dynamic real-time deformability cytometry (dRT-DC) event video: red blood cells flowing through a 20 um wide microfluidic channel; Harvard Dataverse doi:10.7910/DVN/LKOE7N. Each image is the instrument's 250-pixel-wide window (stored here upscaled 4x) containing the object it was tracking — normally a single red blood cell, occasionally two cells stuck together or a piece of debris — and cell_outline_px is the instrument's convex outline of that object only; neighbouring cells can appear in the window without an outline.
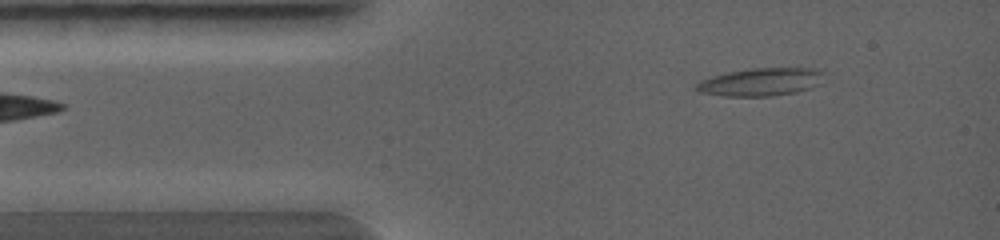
{"species": "common noctule bat (a hibernating species)", "species_latin": "Nyctalus noctula", "temperature_condition": "warm", "stored_images_in_passage": 6, "camera_frame_rate_fps": 5000, "um_per_image_px": 0.085, "animal": {"sex": "female", "body_mass_g": 19.0, "forearm_length_mm": 56.7}, "frame": {"image": 1, "passage_image": 3, "time_ms": 0.6, "image_size_px": [1000, 240], "cell_outline_px": [[820, 84], [812, 88], [796, 92], [772, 96], [724, 96], [700, 92], [692, 88], [700, 80], [712, 76], [728, 72], [752, 68], [816, 68], [820, 72]], "centroid_in_image_um": [64.61, 6.97], "position_along_channel_um": 20.4, "area_um2": 20.69}}
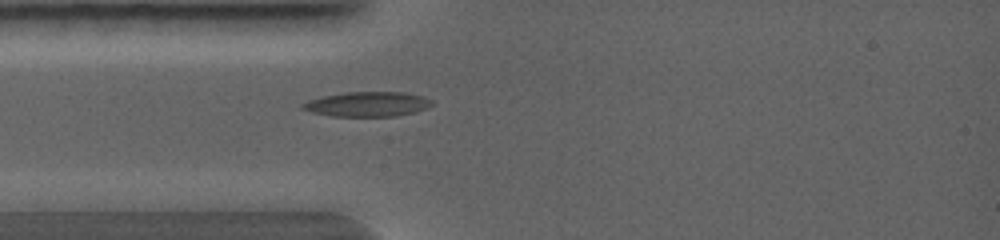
{"frame": {"image": 2, "passage_image": 6, "time_ms": 1.8, "image_size_px": [1000, 240], "cell_outline_px": [[432, 104], [428, 108], [416, 112], [396, 116], [332, 116], [312, 112], [300, 108], [300, 104], [308, 100], [324, 96], [344, 92], [404, 92], [424, 96], [432, 100]], "centroid_in_image_um": [31.24, 8.85], "position_along_channel_um": 53.8, "area_um2": 18.79}}